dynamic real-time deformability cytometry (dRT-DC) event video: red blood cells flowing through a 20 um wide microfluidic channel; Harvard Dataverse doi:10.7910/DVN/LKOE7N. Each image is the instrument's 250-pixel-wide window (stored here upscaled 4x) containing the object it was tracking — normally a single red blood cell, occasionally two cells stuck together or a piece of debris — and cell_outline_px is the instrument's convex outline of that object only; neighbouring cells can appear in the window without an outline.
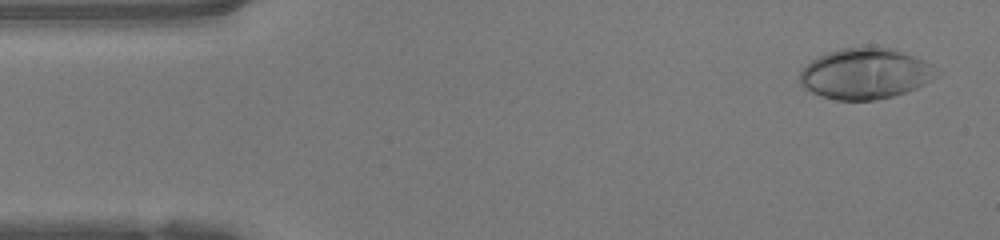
{"species": "human", "species_latin": "Homo sapiens", "temperature_condition": "warm", "stored_images_in_passage": 47, "camera_frame_rate_fps": 3000, "um_per_image_px": 0.085, "donor": {"sex": "female"}, "frame": {"image": 1, "passage_image": 2, "time_ms": 0.333, "image_size_px": [1000, 240], "cell_outline_px": [[940, 72], [932, 80], [916, 88], [892, 96], [876, 100], [836, 100], [820, 96], [804, 88], [800, 84], [800, 72], [812, 60], [828, 52], [840, 48], [896, 48], [924, 60]], "centroid_in_image_um": [73.56, 6.27], "position_along_channel_um": 11.4, "area_um2": 40.23}}
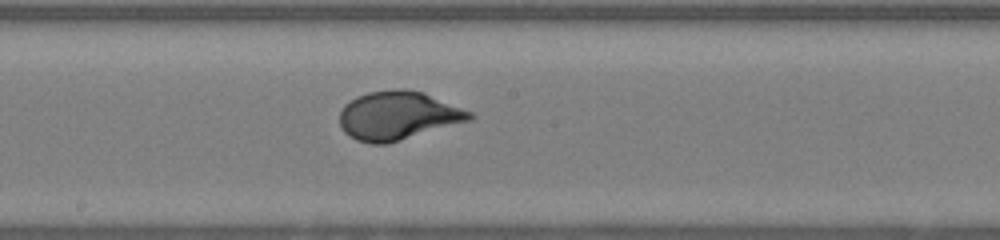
{"frame": {"image": 2, "passage_image": 24, "time_ms": 7.667, "image_size_px": [1000, 240], "cell_outline_px": [[476, 116], [472, 120], [388, 144], [372, 144], [356, 140], [344, 132], [340, 124], [340, 112], [344, 104], [356, 96], [368, 92], [396, 88], [404, 88], [424, 92], [472, 112]], "centroid_in_image_um": [33.84, 9.82], "position_along_channel_um": 214.4, "area_um2": 37.17}}
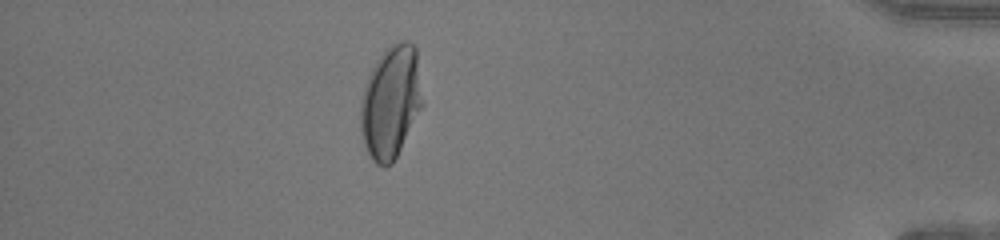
{"frame": {"image": 3, "passage_image": 41, "time_ms": 13.333, "image_size_px": [1000, 240], "cell_outline_px": [[424, 104], [392, 164], [384, 168], [376, 164], [372, 160], [364, 144], [360, 128], [360, 100], [368, 76], [376, 60], [392, 44], [400, 40], [408, 40], [416, 48]], "centroid_in_image_um": [33.22, 8.68], "position_along_channel_um": 402.0, "area_um2": 40.86}, "authors_computed_cell_mechanics": {"area_um2": 36.7608, "velocity_mm_per_s": 4.228, "shape_relaxation_time_tau1_ms": 4.1808, "shape_relaxation_time_tau2_ms": null, "deformation_change_tau1": 0.2371, "deformation_change_tau2": null}}